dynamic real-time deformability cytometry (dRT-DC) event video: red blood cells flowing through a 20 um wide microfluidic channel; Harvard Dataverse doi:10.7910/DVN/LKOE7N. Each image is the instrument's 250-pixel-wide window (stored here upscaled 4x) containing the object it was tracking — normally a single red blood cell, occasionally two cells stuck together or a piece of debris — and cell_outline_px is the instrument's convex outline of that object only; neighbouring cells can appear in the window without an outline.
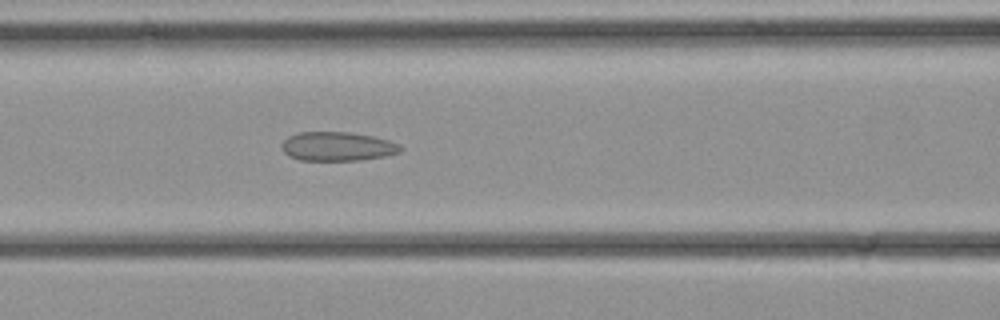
{"species": "common noctule bat (a hibernating species)", "species_latin": "Nyctalus noctula", "temperature_condition": "cold", "stored_images_in_passage": 31, "camera_frame_rate_fps": 3000, "um_per_image_px": 0.085, "animal": {"sex": "female", "body_mass_g": 21.9}, "frame": {"image": 1, "passage_image": 11, "time_ms": 3.333, "image_size_px": [1000, 320], "cell_outline_px": [[404, 148], [400, 152], [384, 156], [360, 160], [300, 160], [288, 156], [280, 148], [280, 144], [288, 136], [300, 132], [352, 132], [372, 136], [388, 140], [400, 144]], "centroid_in_image_um": [28.67, 12.44], "position_along_channel_um": 137.9, "area_um2": 20.23}}
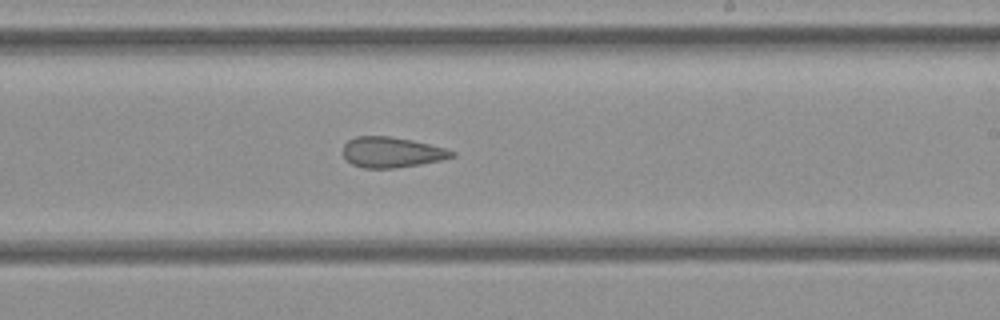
{"frame": {"image": 2, "passage_image": 17, "time_ms": 5.333, "image_size_px": [1000, 320], "cell_outline_px": [[456, 156], [440, 160], [420, 164], [396, 168], [364, 168], [352, 164], [340, 152], [344, 144], [348, 140], [356, 136], [388, 136], [412, 140], [444, 148], [456, 152]], "centroid_in_image_um": [33.26, 12.94], "position_along_channel_um": 255.7, "area_um2": 19.36}}
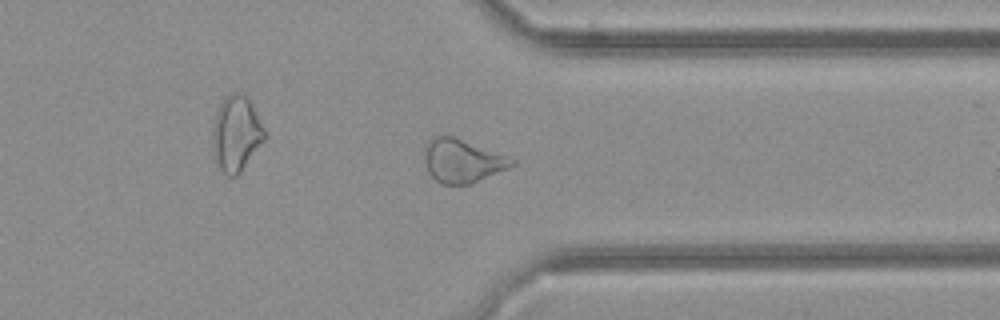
{"frame": {"image": 3, "passage_image": 23, "time_ms": 7.333, "image_size_px": [1000, 320], "cell_outline_px": [[516, 164], [508, 168], [468, 184], [440, 184], [428, 172], [428, 140], [432, 136], [452, 136], [516, 160]], "centroid_in_image_um": [39.33, 13.68], "position_along_channel_um": 372.1, "area_um2": 21.04}}